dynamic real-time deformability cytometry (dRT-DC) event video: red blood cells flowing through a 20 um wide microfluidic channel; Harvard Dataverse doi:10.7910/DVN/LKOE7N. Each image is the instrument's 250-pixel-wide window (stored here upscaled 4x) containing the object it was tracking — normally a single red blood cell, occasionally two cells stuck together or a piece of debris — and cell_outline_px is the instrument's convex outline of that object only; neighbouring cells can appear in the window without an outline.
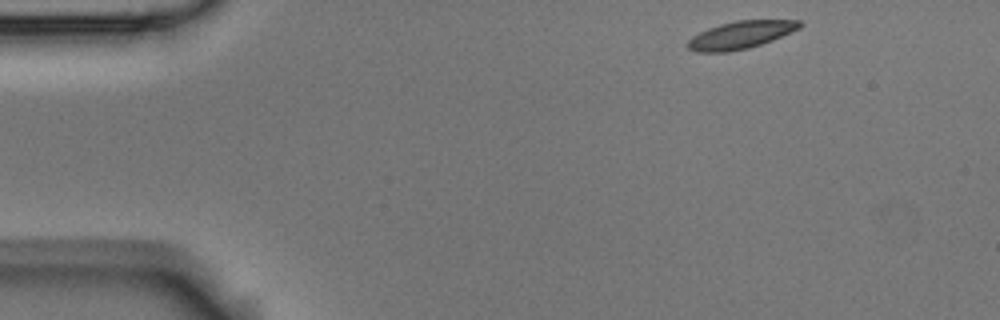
{"species": "Egyptian fruit bat (a non-hibernating species)", "species_latin": "Rousettus aegyptiacus", "temperature_condition": "room temperature", "stored_images_in_passage": 3, "camera_frame_rate_fps": 3000, "um_per_image_px": 0.085, "animal": {"sex": "male"}, "frame": {"image": 1, "passage_image": 1, "time_ms": 0.0, "image_size_px": [1000, 320], "cell_outline_px": [[804, 24], [800, 28], [772, 40], [748, 48], [728, 52], [696, 52], [688, 48], [688, 40], [692, 36], [708, 28], [720, 24], [736, 20], [800, 20]], "centroid_in_image_um": [62.96, 2.96], "position_along_channel_um": 22.0, "area_um2": 17.92}}